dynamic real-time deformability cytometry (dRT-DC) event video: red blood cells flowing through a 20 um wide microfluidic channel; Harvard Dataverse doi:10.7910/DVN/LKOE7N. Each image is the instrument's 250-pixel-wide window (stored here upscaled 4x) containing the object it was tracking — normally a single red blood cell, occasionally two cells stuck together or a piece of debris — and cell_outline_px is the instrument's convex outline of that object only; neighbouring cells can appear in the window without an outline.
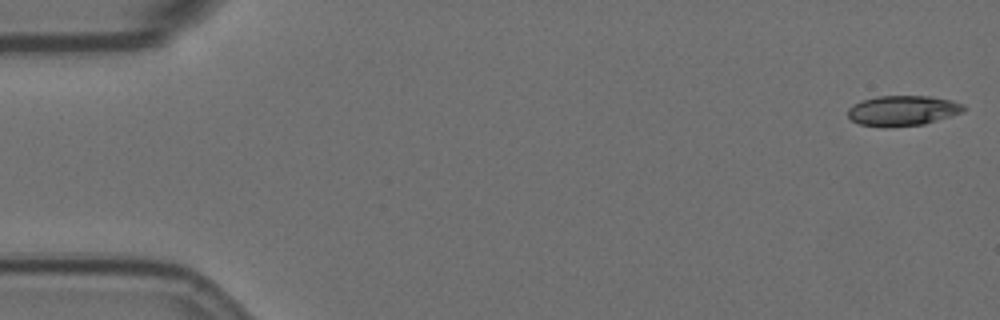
{"species": "Egyptian fruit bat (a non-hibernating species)", "species_latin": "Rousettus aegyptiacus", "temperature_condition": "room temperature", "stored_images_in_passage": 56, "camera_frame_rate_fps": 3000, "um_per_image_px": 0.085, "animal": {"sex": "female"}, "frame": {"image": 1, "passage_image": 1, "time_ms": 0.0, "image_size_px": [1000, 320], "cell_outline_px": [[968, 108], [964, 112], [924, 124], [888, 128], [884, 128], [860, 124], [852, 120], [848, 116], [848, 108], [852, 104], [860, 100], [876, 96], [932, 96], [952, 100], [964, 104]], "centroid_in_image_um": [76.74, 9.4], "position_along_channel_um": 8.3, "area_um2": 20.87}}
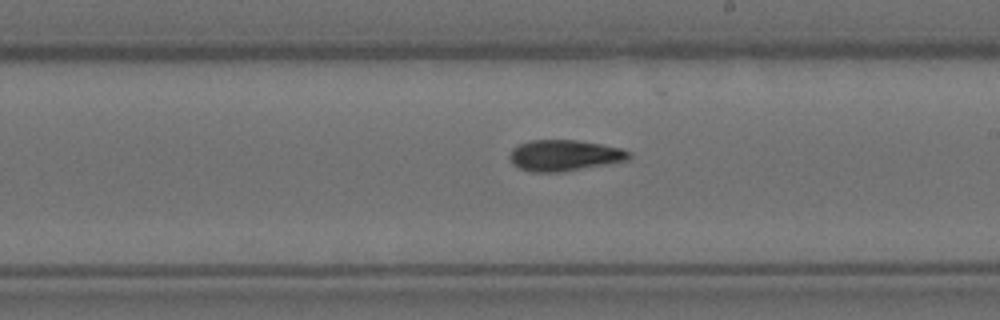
{"frame": {"image": 2, "passage_image": 32, "time_ms": 10.333, "image_size_px": [1000, 320], "cell_outline_px": [[632, 156], [628, 160], [564, 172], [532, 172], [520, 168], [512, 164], [508, 156], [512, 148], [520, 144], [532, 140], [576, 140], [600, 144], [620, 148], [632, 152]], "centroid_in_image_um": [47.97, 13.22], "position_along_channel_um": 241.0, "area_um2": 21.68}}
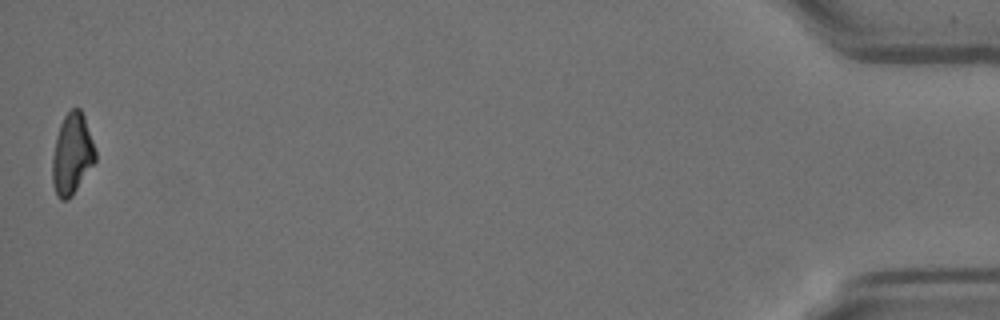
{"frame": {"image": 3, "passage_image": 56, "time_ms": 18.333, "image_size_px": [1000, 320], "cell_outline_px": [[96, 160], [72, 196], [68, 200], [60, 200], [56, 196], [52, 184], [52, 156], [56, 136], [60, 124], [64, 116], [72, 108], [80, 108], [84, 116], [96, 152]], "centroid_in_image_um": [6.1, 13.13], "position_along_channel_um": 429.1, "area_um2": 20.35}, "authors_computed_cell_mechanics": {"area_um2": 21.2993, "velocity_mm_per_s": 3.5699, "shape_relaxation_time_tau1_ms": 7.5722, "shape_relaxation_time_tau2_ms": 6.4403, "deformation_change_tau1": 0.2212, "deformation_change_tau2": 0.1473}}